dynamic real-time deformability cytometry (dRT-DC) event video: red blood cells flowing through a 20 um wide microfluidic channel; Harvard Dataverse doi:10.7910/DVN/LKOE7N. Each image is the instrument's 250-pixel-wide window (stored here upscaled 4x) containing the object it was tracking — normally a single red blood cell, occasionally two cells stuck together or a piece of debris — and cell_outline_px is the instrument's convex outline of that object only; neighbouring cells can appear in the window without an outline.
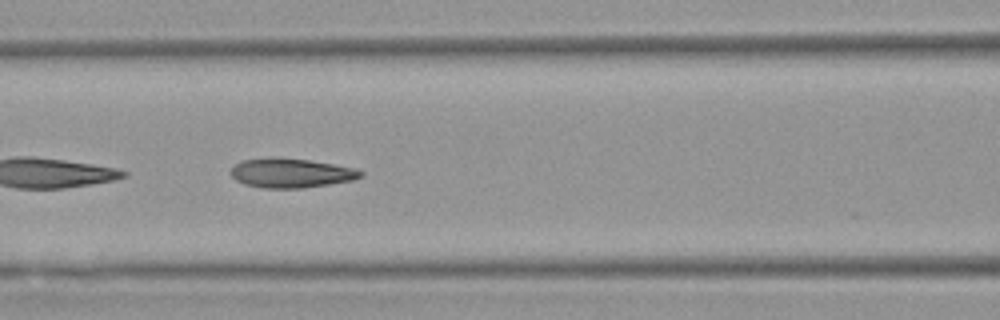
{"species": "Egyptian fruit bat (a non-hibernating species)", "species_latin": "Rousettus aegyptiacus", "temperature_condition": "warm", "stored_images_in_passage": 32, "camera_frame_rate_fps": 3000, "um_per_image_px": 0.085, "animal": {"sex": "female"}, "frame": {"image": 1, "passage_image": 22, "time_ms": 7.0, "image_size_px": [1000, 320], "cell_outline_px": [[364, 172], [360, 176], [352, 180], [328, 184], [300, 188], [264, 188], [244, 184], [236, 180], [232, 176], [232, 168], [240, 160], [308, 160], [356, 168]], "centroid_in_image_um": [24.77, 14.75], "position_along_channel_um": 141.8, "area_um2": 21.15}}